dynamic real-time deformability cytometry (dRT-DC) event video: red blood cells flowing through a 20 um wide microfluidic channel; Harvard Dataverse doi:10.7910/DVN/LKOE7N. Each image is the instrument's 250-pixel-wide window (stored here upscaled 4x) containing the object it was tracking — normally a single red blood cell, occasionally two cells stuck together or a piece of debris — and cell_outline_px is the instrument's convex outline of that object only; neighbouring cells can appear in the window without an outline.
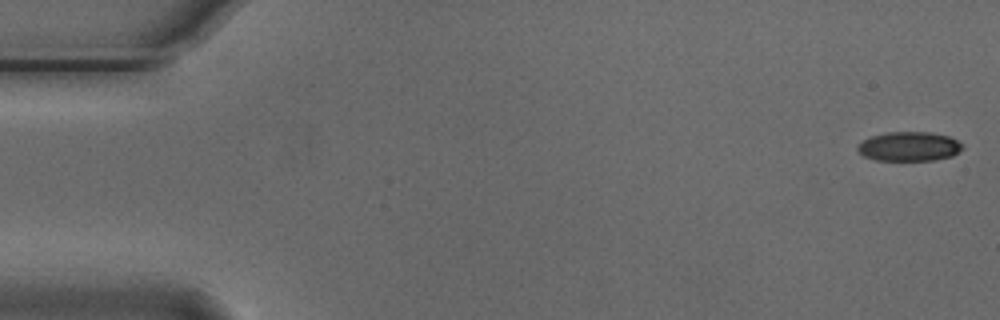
{"species": "Egyptian fruit bat (a non-hibernating species)", "species_latin": "Rousettus aegyptiacus", "temperature_condition": "cold", "stored_images_in_passage": 54, "camera_frame_rate_fps": 3000, "um_per_image_px": 0.085, "animal": {"sex": "male"}, "frame": {"image": 1, "passage_image": 1, "time_ms": 0.0, "image_size_px": [1000, 320], "cell_outline_px": [[964, 148], [952, 156], [936, 160], [876, 160], [864, 156], [856, 148], [856, 144], [872, 136], [888, 132], [932, 132], [948, 136], [964, 144]], "centroid_in_image_um": [77.29, 12.45], "position_along_channel_um": 7.7, "area_um2": 17.98}}
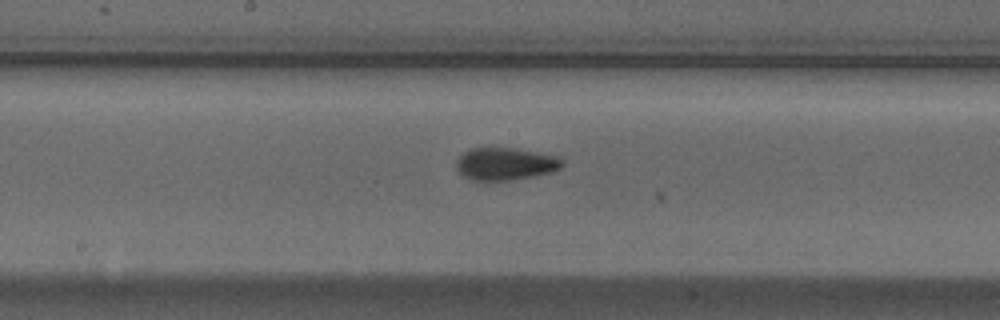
{"frame": {"image": 2, "passage_image": 28, "time_ms": 9.0, "image_size_px": [1000, 320], "cell_outline_px": [[564, 164], [560, 168], [552, 172], [512, 180], [484, 184], [472, 180], [464, 176], [456, 168], [456, 160], [464, 152], [472, 148], [512, 148], [536, 152], [556, 156], [564, 160]], "centroid_in_image_um": [42.92, 13.97], "position_along_channel_um": 205.3, "area_um2": 20.46}}
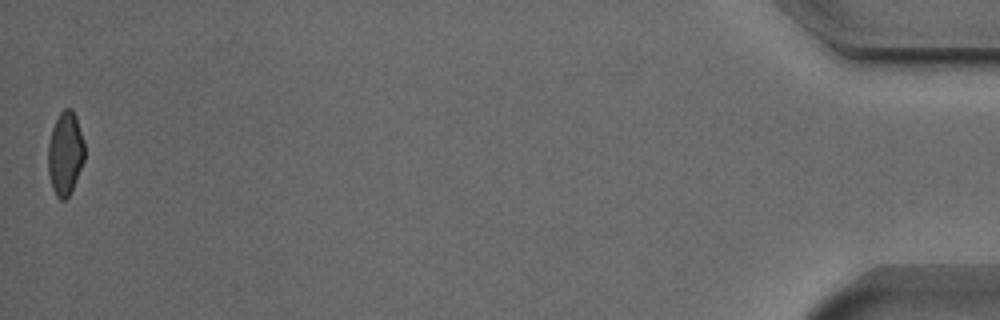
{"frame": {"image": 3, "passage_image": 54, "time_ms": 17.667, "image_size_px": [1000, 320], "cell_outline_px": [[84, 160], [72, 188], [68, 196], [64, 200], [60, 200], [56, 196], [52, 188], [48, 172], [48, 144], [52, 128], [60, 112], [64, 108], [72, 108], [76, 116], [84, 144]], "centroid_in_image_um": [5.53, 13.02], "position_along_channel_um": 429.7, "area_um2": 17.57}, "authors_computed_cell_mechanics": {"area_um2": 19.2763, "velocity_mm_per_s": 3.7517, "shape_relaxation_time_tau1_ms": 3.9981, "shape_relaxation_time_tau2_ms": 5.0325, "deformation_change_tau1": 0.1156, "deformation_change_tau2": 0.0852}}